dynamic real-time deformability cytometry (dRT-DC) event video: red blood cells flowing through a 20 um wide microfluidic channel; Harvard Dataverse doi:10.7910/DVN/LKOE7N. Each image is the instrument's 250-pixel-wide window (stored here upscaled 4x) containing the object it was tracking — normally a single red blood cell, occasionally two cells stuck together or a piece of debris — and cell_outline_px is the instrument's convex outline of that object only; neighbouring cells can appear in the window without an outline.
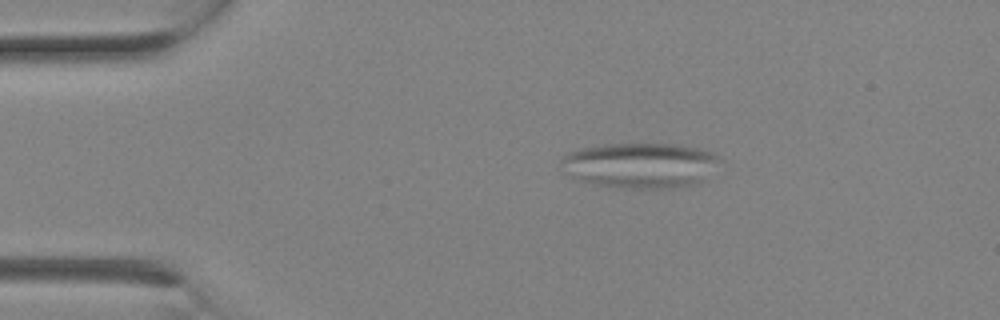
{"species": "Egyptian fruit bat (a non-hibernating species)", "species_latin": "Rousettus aegyptiacus", "temperature_condition": "room temperature", "stored_images_in_passage": 1, "camera_frame_rate_fps": 3000, "um_per_image_px": 0.085, "animal": {"sex": "female"}, "frame": {"image": 1, "passage_image": 1, "time_ms": 0.0, "image_size_px": [1000, 320], "cell_outline_px": [[724, 160], [700, 184], [672, 188], [628, 188], [596, 184], [580, 180], [564, 172], [560, 160], [560, 156], [568, 152], [584, 148], [604, 144], [672, 144], [696, 148], [712, 152]], "centroid_in_image_um": [54.47, 14.05], "position_along_channel_um": 30.5, "area_um2": 42.14}}